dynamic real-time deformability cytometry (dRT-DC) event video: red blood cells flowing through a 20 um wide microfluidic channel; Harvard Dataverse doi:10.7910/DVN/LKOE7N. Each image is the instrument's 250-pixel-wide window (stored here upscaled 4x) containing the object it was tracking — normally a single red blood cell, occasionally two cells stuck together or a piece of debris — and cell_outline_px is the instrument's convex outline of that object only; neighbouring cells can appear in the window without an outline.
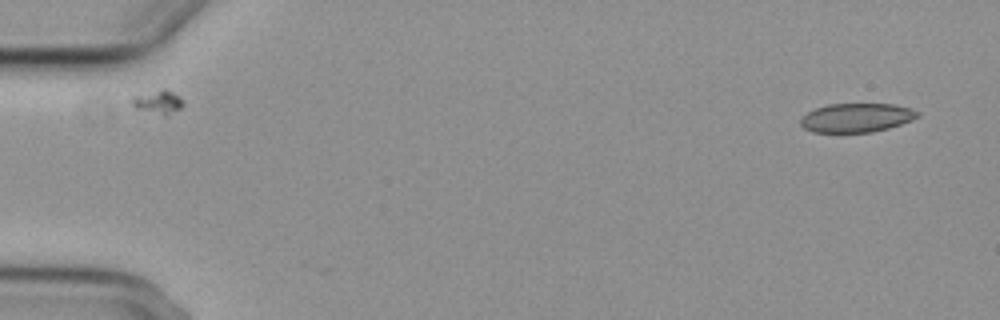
{"species": "common noctule bat (a hibernating species)", "species_latin": "Nyctalus noctula", "temperature_condition": "cold", "stored_images_in_passage": 4, "camera_frame_rate_fps": 3000, "um_per_image_px": 0.085, "animal": {"sex": "female", "body_mass_g": 29.2, "forearm_length_mm": 56.3}, "frame": {"image": 1, "passage_image": 1, "time_ms": 0.0, "image_size_px": [1000, 320], "cell_outline_px": [[920, 116], [912, 120], [888, 128], [872, 132], [812, 132], [804, 128], [800, 124], [800, 120], [808, 112], [816, 108], [828, 104], [892, 104], [912, 108], [920, 112]], "centroid_in_image_um": [72.83, 10.0], "position_along_channel_um": 12.2, "area_um2": 19.71}}
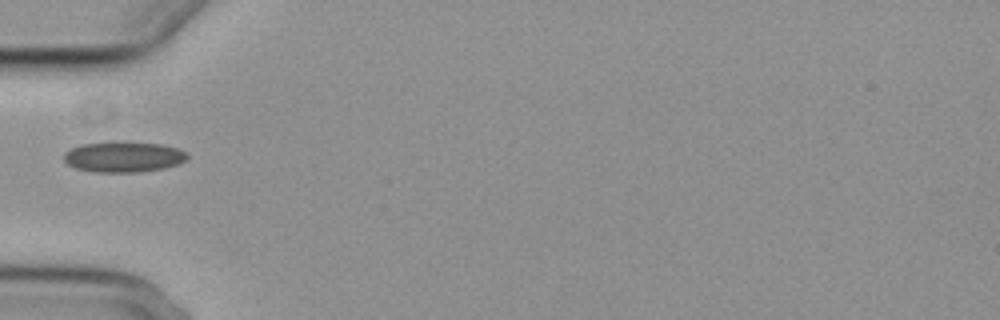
{"frame": {"image": 2, "passage_image": 4, "time_ms": 5.333, "image_size_px": [1000, 320], "cell_outline_px": [[188, 156], [180, 164], [164, 168], [140, 172], [92, 172], [76, 168], [68, 164], [64, 160], [64, 152], [80, 144], [112, 140], [120, 140], [160, 144], [176, 148], [188, 152]], "centroid_in_image_um": [10.48, 13.31], "position_along_channel_um": 74.5, "area_um2": 22.54}}